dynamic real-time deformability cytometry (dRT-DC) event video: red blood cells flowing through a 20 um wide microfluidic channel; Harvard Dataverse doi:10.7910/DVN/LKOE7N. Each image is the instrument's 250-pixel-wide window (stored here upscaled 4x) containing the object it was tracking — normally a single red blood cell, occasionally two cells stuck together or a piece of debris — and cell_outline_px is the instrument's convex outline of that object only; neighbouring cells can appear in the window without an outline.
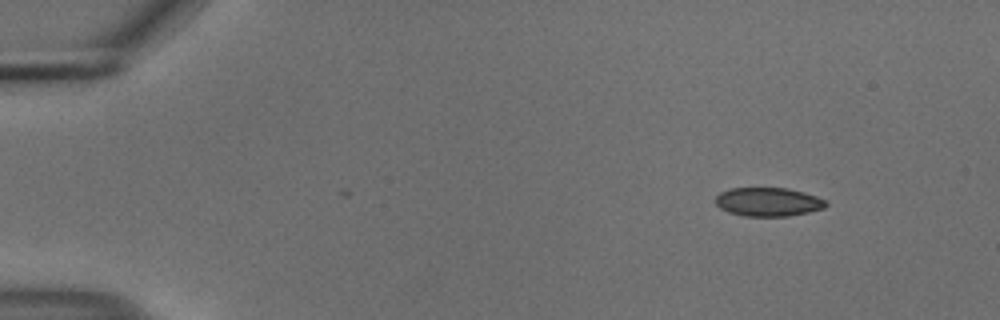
{"species": "common noctule bat (a hibernating species)", "species_latin": "Nyctalus noctula", "temperature_condition": "cold", "stored_images_in_passage": 49, "camera_frame_rate_fps": 3000, "um_per_image_px": 0.085, "animal": {"sex": "male", "body_mass_g": 18.8}, "frame": {"image": 1, "passage_image": 1, "time_ms": 0.0, "image_size_px": [1000, 320], "cell_outline_px": [[828, 204], [824, 208], [808, 212], [788, 216], [744, 216], [728, 212], [720, 208], [716, 204], [716, 196], [720, 192], [732, 188], [788, 188], [804, 192], [816, 196], [824, 200]], "centroid_in_image_um": [65.29, 17.16], "position_along_channel_um": 19.7, "area_um2": 18.44}}
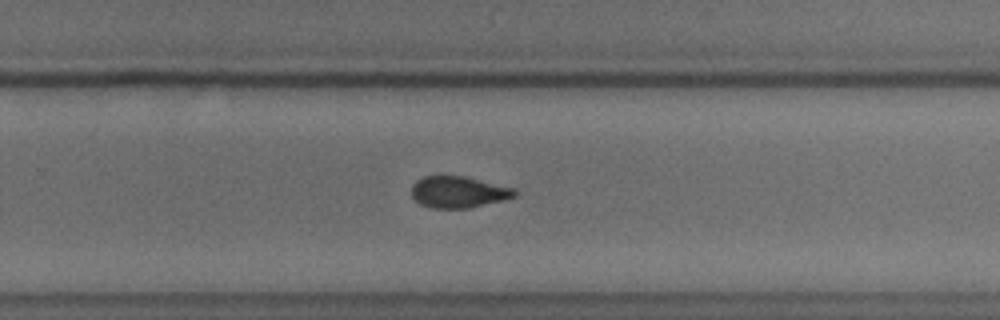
{"frame": {"image": 2, "passage_image": 31, "time_ms": 10.0, "image_size_px": [1000, 320], "cell_outline_px": [[516, 196], [504, 200], [468, 208], [432, 208], [420, 204], [412, 196], [412, 184], [416, 180], [424, 176], [464, 176], [516, 188]], "centroid_in_image_um": [38.97, 16.32], "position_along_channel_um": 290.8, "area_um2": 18.96}}
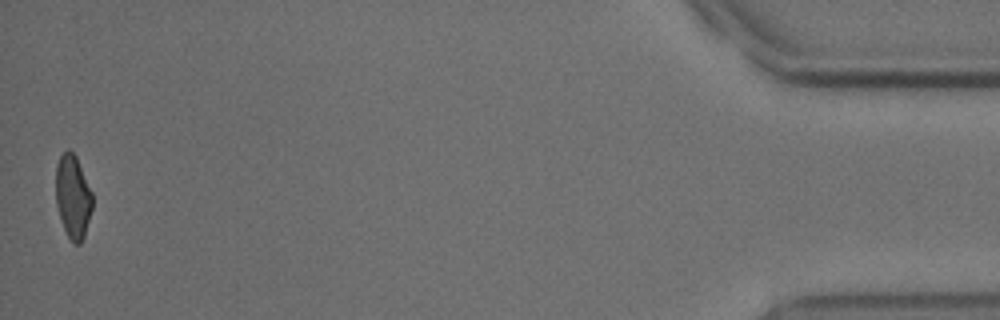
{"frame": {"image": 3, "passage_image": 49, "time_ms": 16.0, "image_size_px": [1000, 320], "cell_outline_px": [[92, 208], [84, 236], [80, 244], [72, 244], [64, 228], [56, 204], [56, 164], [60, 156], [68, 148], [76, 156], [92, 192]], "centroid_in_image_um": [6.19, 16.71], "position_along_channel_um": 429.0, "area_um2": 17.69}, "authors_computed_cell_mechanics": {"area_um2": 19.4208, "velocity_mm_per_s": 3.7086, "shape_relaxation_time_tau1_ms": 6.6762, "shape_relaxation_time_tau2_ms": 4.0506, "deformation_change_tau1": 0.1343, "deformation_change_tau2": 0.0773}}